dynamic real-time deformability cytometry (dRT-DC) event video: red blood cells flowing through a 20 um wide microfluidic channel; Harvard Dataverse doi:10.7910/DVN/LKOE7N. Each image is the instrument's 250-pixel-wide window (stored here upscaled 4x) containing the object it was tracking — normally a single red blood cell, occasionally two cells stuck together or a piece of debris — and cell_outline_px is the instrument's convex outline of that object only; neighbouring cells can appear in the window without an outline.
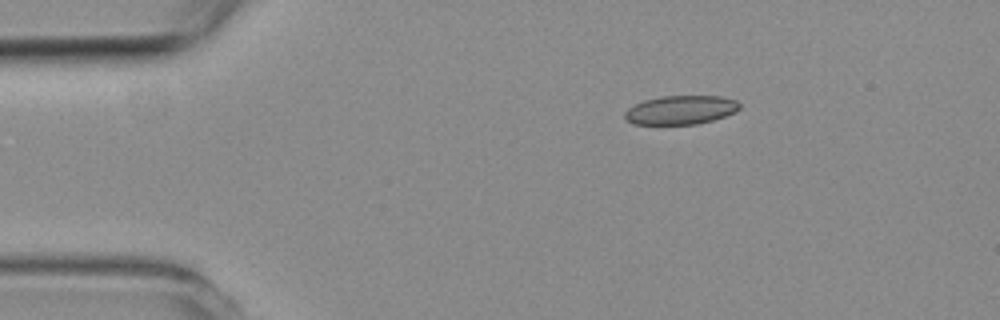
{"species": "common noctule bat (a hibernating species)", "species_latin": "Nyctalus noctula", "temperature_condition": "room temperature", "stored_images_in_passage": 4, "camera_frame_rate_fps": 3000, "um_per_image_px": 0.085, "animal": {"sex": "female", "body_mass_g": 19.3, "forearm_length_mm": 54.1}, "frame": {"image": 1, "passage_image": 1, "time_ms": 0.0, "image_size_px": [1000, 320], "cell_outline_px": [[740, 108], [736, 112], [712, 120], [696, 124], [632, 124], [624, 120], [624, 112], [628, 108], [644, 100], [664, 96], [720, 96], [736, 100], [740, 104]], "centroid_in_image_um": [57.84, 9.35], "position_along_channel_um": 27.2, "area_um2": 19.31}}
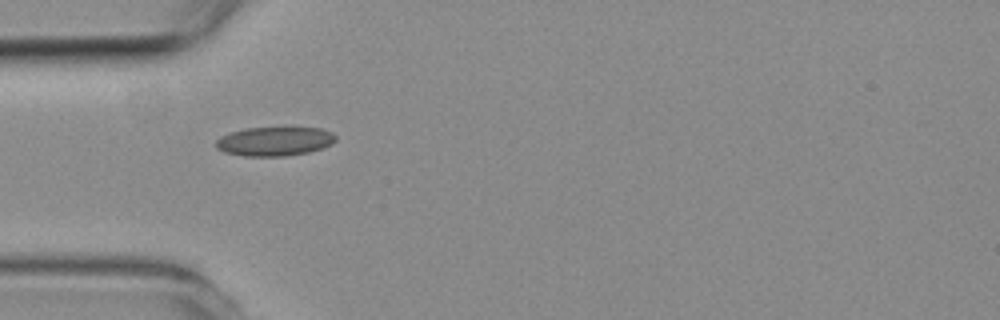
{"frame": {"image": 2, "passage_image": 3, "time_ms": 2.333, "image_size_px": [1000, 320], "cell_outline_px": [[336, 140], [332, 144], [308, 152], [284, 156], [244, 156], [224, 152], [216, 148], [216, 140], [220, 136], [232, 132], [248, 128], [320, 128], [332, 132], [336, 136]], "centroid_in_image_um": [23.33, 12.02], "position_along_channel_um": 61.7, "area_um2": 20.11}}
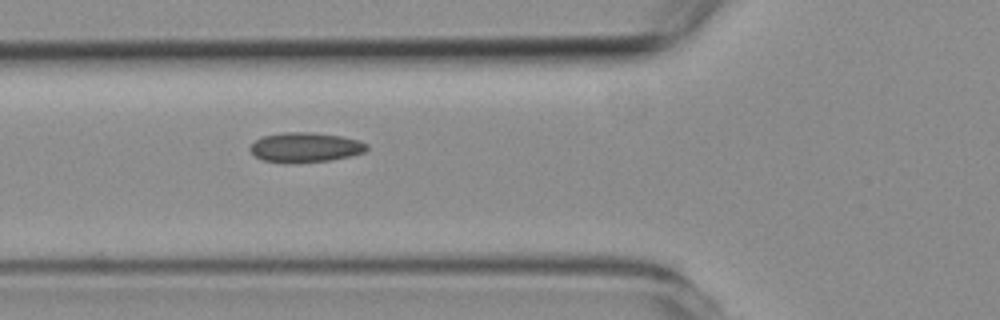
{"frame": {"image": 3, "passage_image": 4, "time_ms": 3.333, "image_size_px": [1000, 320], "cell_outline_px": [[368, 148], [364, 152], [352, 156], [328, 160], [264, 160], [256, 156], [248, 148], [256, 140], [264, 136], [284, 132], [312, 132], [340, 136], [360, 140], [368, 144]], "centroid_in_image_um": [26.02, 12.47], "position_along_channel_um": 99.8, "area_um2": 19.36}}